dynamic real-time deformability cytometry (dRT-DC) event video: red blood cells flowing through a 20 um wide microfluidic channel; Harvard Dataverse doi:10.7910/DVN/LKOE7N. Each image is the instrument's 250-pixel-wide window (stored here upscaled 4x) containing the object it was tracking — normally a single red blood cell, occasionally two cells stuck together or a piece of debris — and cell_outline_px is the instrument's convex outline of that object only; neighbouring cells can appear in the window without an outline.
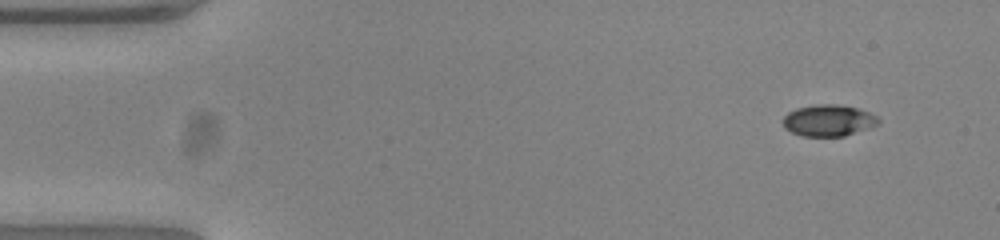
{"species": "common noctule bat (a hibernating species)", "species_latin": "Nyctalus noctula", "temperature_condition": "warm", "stored_images_in_passage": 49, "camera_frame_rate_fps": 3000, "um_per_image_px": 0.085, "animal": {"sex": "female", "body_mass_g": 23.0, "forearm_length_mm": 53.4}, "frame": {"image": 1, "passage_image": 1, "time_ms": 0.0, "image_size_px": [1000, 240], "cell_outline_px": [[880, 120], [876, 124], [844, 136], [804, 136], [792, 132], [784, 128], [784, 116], [788, 112], [796, 108], [820, 104], [836, 104], [856, 108], [868, 112], [876, 116]], "centroid_in_image_um": [70.38, 10.23], "position_along_channel_um": 14.6, "area_um2": 17.11}}
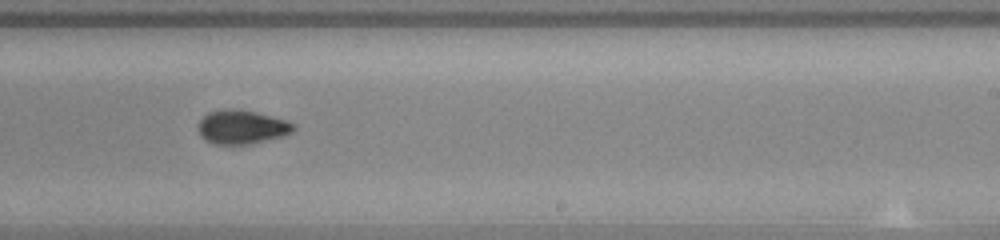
{"frame": {"image": 2, "passage_image": 29, "time_ms": 9.333, "image_size_px": [1000, 240], "cell_outline_px": [[296, 128], [288, 136], [248, 144], [212, 144], [204, 140], [200, 136], [196, 128], [200, 120], [208, 112], [228, 108], [256, 112], [288, 120], [296, 124]], "centroid_in_image_um": [20.57, 10.81], "position_along_channel_um": 268.4, "area_um2": 19.25}}
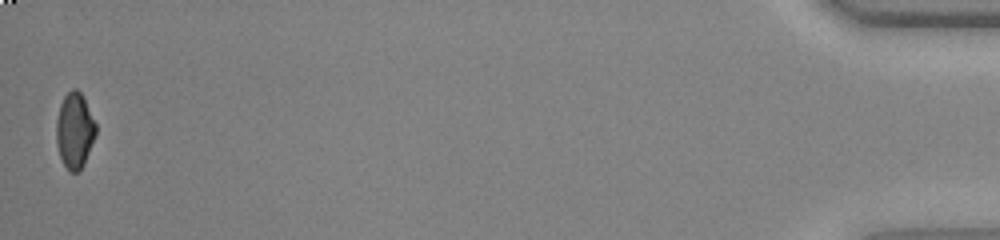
{"frame": {"image": 3, "passage_image": 49, "time_ms": 16.0, "image_size_px": [1000, 240], "cell_outline_px": [[96, 136], [84, 164], [80, 172], [72, 172], [64, 164], [60, 156], [56, 144], [56, 120], [60, 104], [64, 96], [72, 88], [76, 88], [84, 96], [96, 124]], "centroid_in_image_um": [6.35, 11.08], "position_along_channel_um": 428.8, "area_um2": 17.63}, "authors_computed_cell_mechanics": {"area_um2": 18.3226, "velocity_mm_per_s": 3.8891, "shape_relaxation_time_tau1_ms": 3.3852, "shape_relaxation_time_tau2_ms": 2.9646, "deformation_change_tau1": 0.1602, "deformation_change_tau2": 0.0665}}